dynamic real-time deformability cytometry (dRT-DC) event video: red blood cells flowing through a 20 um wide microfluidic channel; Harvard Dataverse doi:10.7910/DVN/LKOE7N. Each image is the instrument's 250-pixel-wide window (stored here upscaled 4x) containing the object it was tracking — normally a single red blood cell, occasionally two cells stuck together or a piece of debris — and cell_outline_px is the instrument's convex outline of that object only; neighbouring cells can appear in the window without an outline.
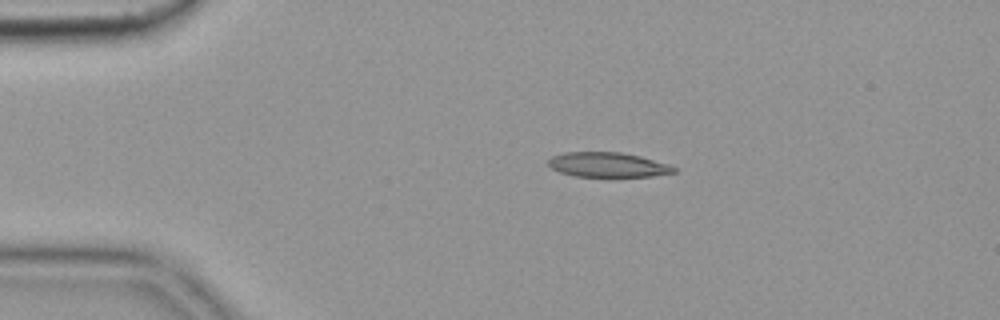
{"species": "common noctule bat (a hibernating species)", "species_latin": "Nyctalus noctula", "temperature_condition": "cold", "stored_images_in_passage": 4, "camera_frame_rate_fps": 3000, "um_per_image_px": 0.085, "animal": {"sex": "female", "body_mass_g": 19.9}, "frame": {"image": 1, "passage_image": 3, "time_ms": 0.667, "image_size_px": [1000, 320], "cell_outline_px": [[680, 168], [676, 172], [652, 176], [576, 176], [560, 172], [552, 168], [548, 164], [548, 160], [552, 156], [564, 152], [620, 152], [640, 156], [668, 164]], "centroid_in_image_um": [51.69, 14.0], "position_along_channel_um": 33.3, "area_um2": 18.03}}